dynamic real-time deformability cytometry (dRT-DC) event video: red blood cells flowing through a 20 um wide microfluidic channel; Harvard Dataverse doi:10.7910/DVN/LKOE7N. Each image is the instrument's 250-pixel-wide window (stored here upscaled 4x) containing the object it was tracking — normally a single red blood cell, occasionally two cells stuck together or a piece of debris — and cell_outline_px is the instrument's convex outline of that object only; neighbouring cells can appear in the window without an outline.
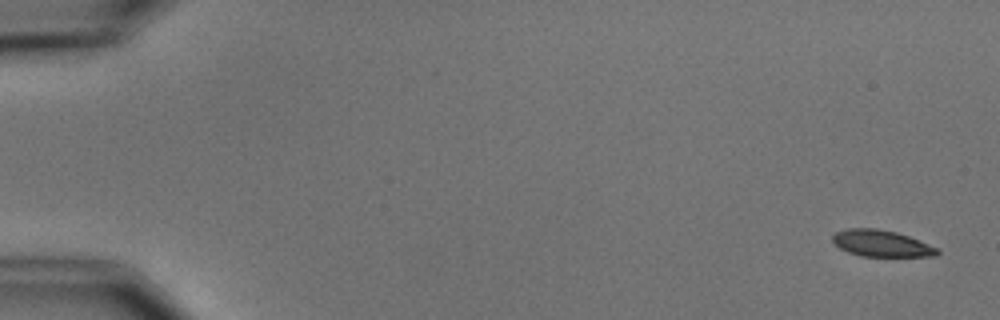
{"species": "common noctule bat (a hibernating species)", "species_latin": "Nyctalus noctula", "temperature_condition": "cold", "stored_images_in_passage": 6, "camera_frame_rate_fps": 3000, "um_per_image_px": 0.085, "animal": {"sex": "male", "body_mass_g": 15.6}, "frame": {"image": 1, "passage_image": 1, "time_ms": 0.0, "image_size_px": [1000, 320], "cell_outline_px": [[940, 252], [936, 256], [860, 256], [848, 252], [840, 248], [832, 240], [832, 236], [836, 232], [848, 228], [876, 228], [896, 232], [908, 236], [936, 248]], "centroid_in_image_um": [74.88, 20.69], "position_along_channel_um": 10.1, "area_um2": 15.95}}
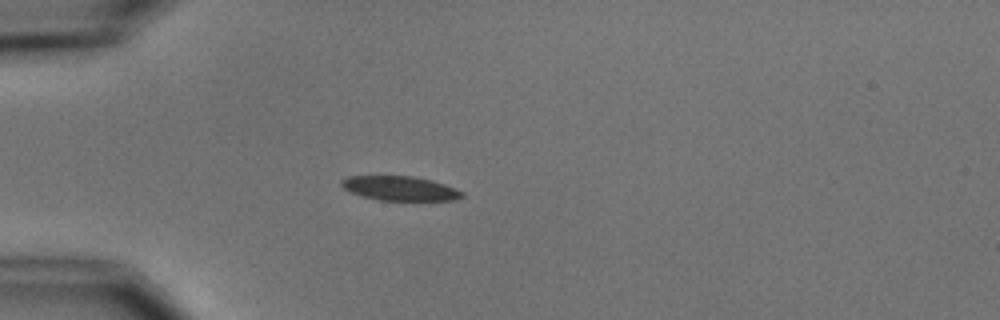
{"frame": {"image": 2, "passage_image": 5, "time_ms": 4.667, "image_size_px": [1000, 320], "cell_outline_px": [[464, 196], [452, 200], [380, 200], [364, 196], [352, 192], [344, 188], [340, 184], [340, 180], [348, 176], [412, 176], [432, 180], [444, 184], [464, 192]], "centroid_in_image_um": [34.0, 16.0], "position_along_channel_um": 51.0, "area_um2": 16.94}}